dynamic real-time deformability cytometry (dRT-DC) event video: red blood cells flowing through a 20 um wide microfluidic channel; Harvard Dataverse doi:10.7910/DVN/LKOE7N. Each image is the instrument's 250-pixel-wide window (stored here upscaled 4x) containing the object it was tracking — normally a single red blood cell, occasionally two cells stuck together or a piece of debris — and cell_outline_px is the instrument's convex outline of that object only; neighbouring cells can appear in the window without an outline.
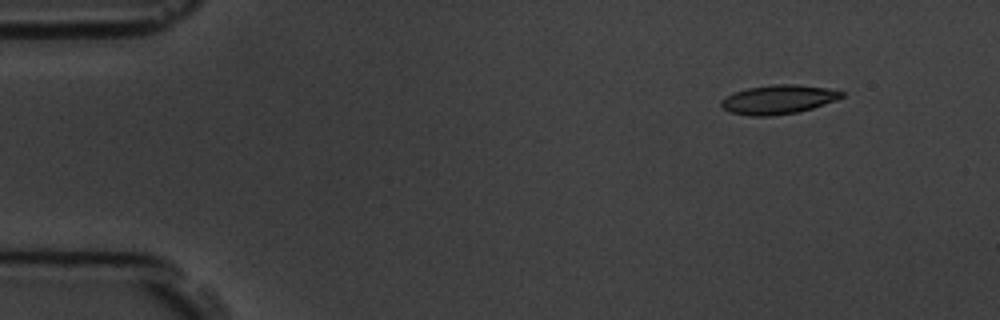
{"species": "common noctule bat (a hibernating species)", "species_latin": "Nyctalus noctula", "temperature_condition": "room temperature", "stored_images_in_passage": 4, "camera_frame_rate_fps": 3000, "um_per_image_px": 0.085, "animal": {"sex": "male", "body_mass_g": 19.5, "forearm_length_mm": 54.6}, "frame": {"image": 1, "passage_image": 2, "time_ms": 1.333, "image_size_px": [1000, 320], "cell_outline_px": [[844, 96], [836, 100], [812, 108], [796, 112], [772, 116], [748, 116], [728, 112], [720, 108], [720, 100], [724, 96], [748, 88], [772, 84], [796, 84], [828, 88], [844, 92]], "centroid_in_image_um": [66.1, 8.46], "position_along_channel_um": 18.9, "area_um2": 20.58}}
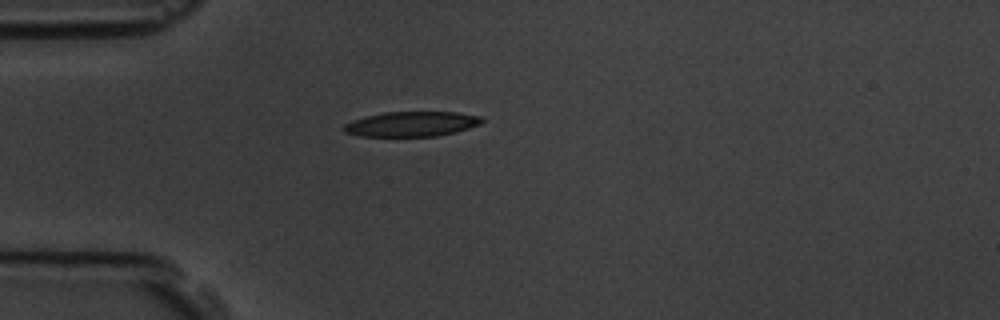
{"frame": {"image": 2, "passage_image": 4, "time_ms": 4.333, "image_size_px": [1000, 320], "cell_outline_px": [[484, 120], [480, 124], [456, 132], [436, 136], [360, 136], [344, 132], [344, 124], [352, 120], [384, 112], [456, 112], [484, 116]], "centroid_in_image_um": [35.02, 10.53], "position_along_channel_um": 50.0, "area_um2": 20.06}}